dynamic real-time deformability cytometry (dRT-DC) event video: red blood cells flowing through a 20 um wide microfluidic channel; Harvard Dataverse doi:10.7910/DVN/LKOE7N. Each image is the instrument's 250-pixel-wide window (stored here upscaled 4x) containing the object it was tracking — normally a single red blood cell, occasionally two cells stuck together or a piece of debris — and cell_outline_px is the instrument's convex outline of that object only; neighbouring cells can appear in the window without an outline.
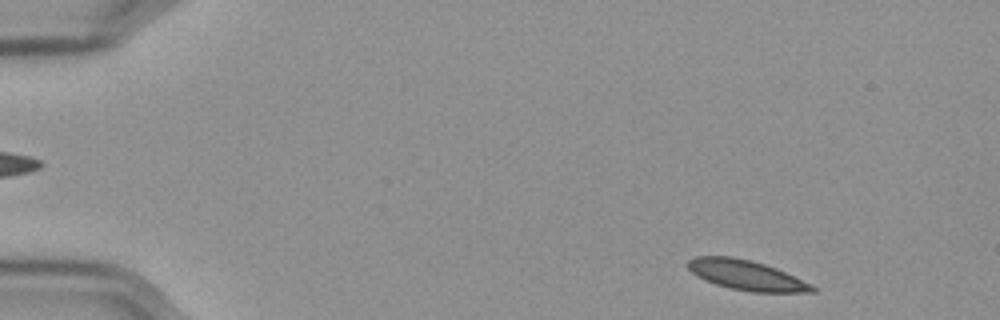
{"species": "Egyptian fruit bat (a non-hibernating species)", "species_latin": "Rousettus aegyptiacus", "temperature_condition": "cold", "stored_images_in_passage": 53, "camera_frame_rate_fps": 3000, "um_per_image_px": 0.085, "frame": {"image": 1, "passage_image": 2, "time_ms": 0.333, "image_size_px": [1000, 320], "cell_outline_px": [[816, 292], [752, 292], [732, 288], [716, 284], [704, 280], [696, 276], [688, 268], [688, 260], [696, 256], [732, 256], [764, 264], [776, 268], [812, 284], [816, 288]], "centroid_in_image_um": [63.44, 23.39], "position_along_channel_um": 21.6, "area_um2": 21.5}}
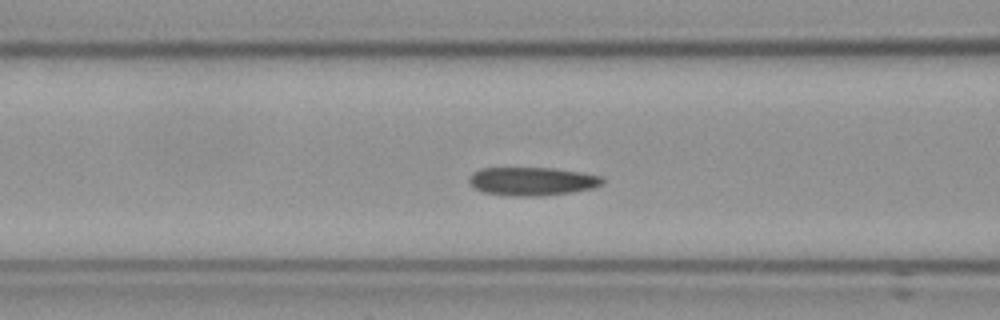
{"frame": {"image": 2, "passage_image": 19, "time_ms": 6.0, "image_size_px": [1000, 320], "cell_outline_px": [[604, 180], [600, 184], [592, 188], [572, 192], [540, 196], [512, 196], [484, 192], [468, 184], [468, 176], [472, 172], [480, 168], [552, 168], [580, 172], [600, 176]], "centroid_in_image_um": [45.16, 15.41], "position_along_channel_um": 121.4, "area_um2": 22.02}}
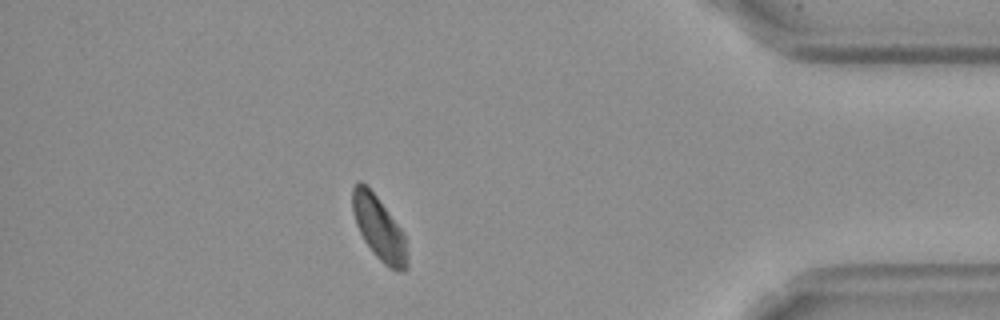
{"frame": {"image": 3, "passage_image": 46, "time_ms": 15.0, "image_size_px": [1000, 320], "cell_outline_px": [[408, 268], [404, 272], [396, 272], [388, 268], [372, 252], [364, 240], [356, 224], [352, 212], [352, 188], [356, 180], [360, 180], [376, 196], [400, 228], [404, 236], [408, 256]], "centroid_in_image_um": [32.21, 19.44], "position_along_channel_um": 403.0, "area_um2": 20.29}, "authors_computed_cell_mechanics": {"area_um2": 21.675, "velocity_mm_per_s": 3.5345, "shape_relaxation_time_tau1_ms": 7.6585, "shape_relaxation_time_tau2_ms": null, "deformation_change_tau1": 0.1134, "deformation_change_tau2": null}}